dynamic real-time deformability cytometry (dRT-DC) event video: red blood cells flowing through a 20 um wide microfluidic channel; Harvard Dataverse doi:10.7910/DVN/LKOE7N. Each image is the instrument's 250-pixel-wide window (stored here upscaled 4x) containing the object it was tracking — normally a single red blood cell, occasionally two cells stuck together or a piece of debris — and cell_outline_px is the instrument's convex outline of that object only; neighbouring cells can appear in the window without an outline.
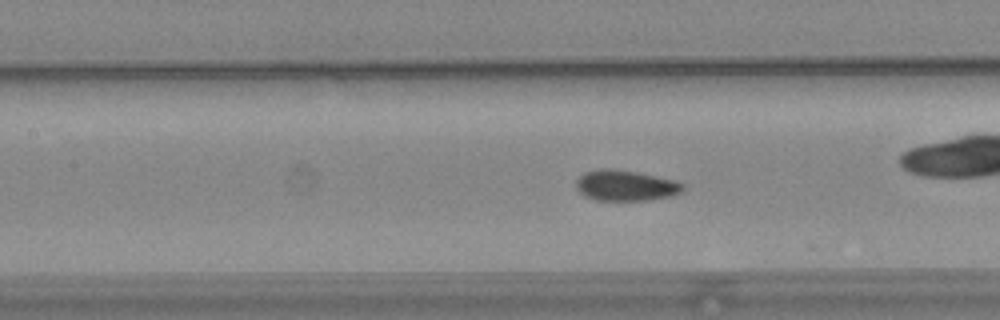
{"species": "common noctule bat (a hibernating species)", "species_latin": "Nyctalus noctula", "temperature_condition": "warm", "stored_images_in_passage": 46, "camera_frame_rate_fps": 3000, "um_per_image_px": 0.085, "animal": {"sex": "female", "body_mass_g": 24.6, "forearm_length_mm": 56.2}, "frame": {"image": 1, "passage_image": 14, "time_ms": 4.333, "image_size_px": [1000, 320], "cell_outline_px": [[684, 188], [680, 192], [668, 196], [644, 200], [596, 200], [584, 196], [576, 188], [576, 180], [584, 172], [600, 168], [612, 168], [636, 172], [672, 180], [684, 184]], "centroid_in_image_um": [53.1, 15.76], "position_along_channel_um": 154.3, "area_um2": 18.84}, "authors_computed_cell_mechanics": {"area_um2": 18.8428, "velocity_mm_per_s": 3.6712, "shape_relaxation_time_tau1_ms": 9.4233, "shape_relaxation_time_tau2_ms": null, "deformation_change_tau1": 0.1848, "deformation_change_tau2": null}}